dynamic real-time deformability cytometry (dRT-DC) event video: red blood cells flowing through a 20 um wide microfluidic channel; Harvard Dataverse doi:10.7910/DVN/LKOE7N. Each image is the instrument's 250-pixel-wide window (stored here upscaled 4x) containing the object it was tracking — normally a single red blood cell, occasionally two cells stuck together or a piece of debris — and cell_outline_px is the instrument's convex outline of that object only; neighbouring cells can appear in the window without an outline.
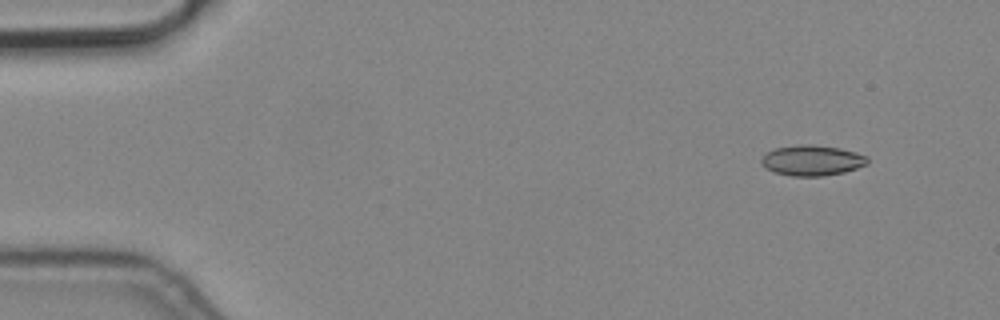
{"species": "common noctule bat (a hibernating species)", "species_latin": "Nyctalus noctula", "temperature_condition": "cold", "stored_images_in_passage": 6, "camera_frame_rate_fps": 3000, "um_per_image_px": 0.085, "animal": {"sex": "male", "body_mass_g": 19.2, "forearm_length_mm": 51.8}, "frame": {"image": 1, "passage_image": 2, "time_ms": 0.333, "image_size_px": [1000, 320], "cell_outline_px": [[868, 164], [844, 172], [824, 176], [792, 176], [776, 172], [764, 168], [760, 160], [764, 152], [776, 148], [796, 144], [812, 144], [840, 148], [856, 152], [868, 156]], "centroid_in_image_um": [69.01, 13.62], "position_along_channel_um": 16.0, "area_um2": 19.07}}
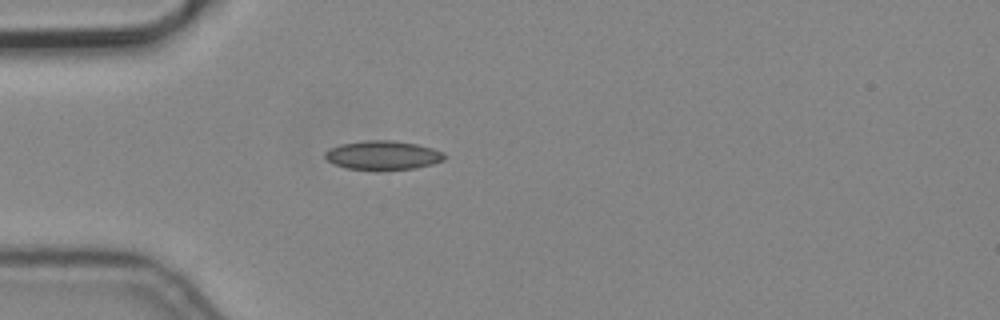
{"frame": {"image": 2, "passage_image": 5, "time_ms": 1.333, "image_size_px": [1000, 320], "cell_outline_px": [[448, 156], [444, 160], [432, 164], [416, 168], [376, 172], [348, 168], [336, 164], [328, 160], [324, 156], [324, 152], [340, 144], [364, 140], [392, 140], [416, 144], [432, 148], [444, 152]], "centroid_in_image_um": [32.58, 13.22], "position_along_channel_um": 52.4, "area_um2": 20.63}}